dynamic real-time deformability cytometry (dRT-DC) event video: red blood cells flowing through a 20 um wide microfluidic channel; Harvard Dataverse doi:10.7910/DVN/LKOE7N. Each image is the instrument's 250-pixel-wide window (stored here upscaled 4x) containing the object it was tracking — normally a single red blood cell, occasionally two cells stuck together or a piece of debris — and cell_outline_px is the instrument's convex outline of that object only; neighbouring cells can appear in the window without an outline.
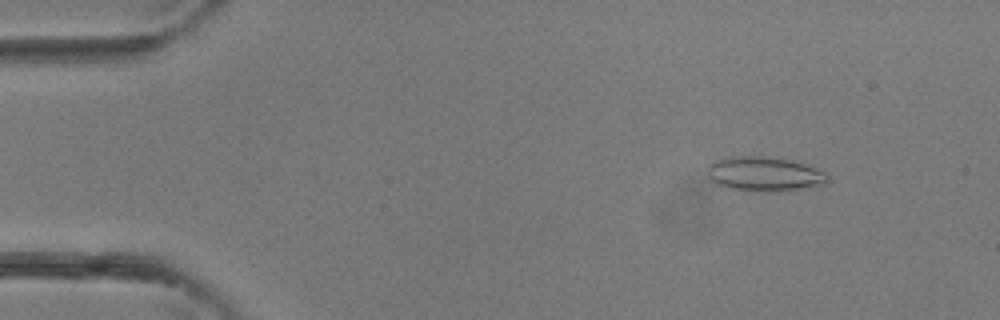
{"species": "common noctule bat (a hibernating species)", "species_latin": "Nyctalus noctula", "temperature_condition": "room temperature", "stored_images_in_passage": 39, "camera_frame_rate_fps": 3000, "um_per_image_px": 0.085, "animal": {"sex": "female"}, "frame": {"image": 1, "passage_image": 5, "time_ms": 1.333, "image_size_px": [1000, 320], "cell_outline_px": [[828, 180], [820, 184], [796, 188], [768, 192], [728, 188], [716, 184], [708, 180], [708, 168], [716, 160], [732, 156], [764, 156], [788, 160], [804, 164], [816, 168], [824, 172], [828, 176]], "centroid_in_image_um": [64.89, 14.78], "position_along_channel_um": 20.1, "area_um2": 23.58}}
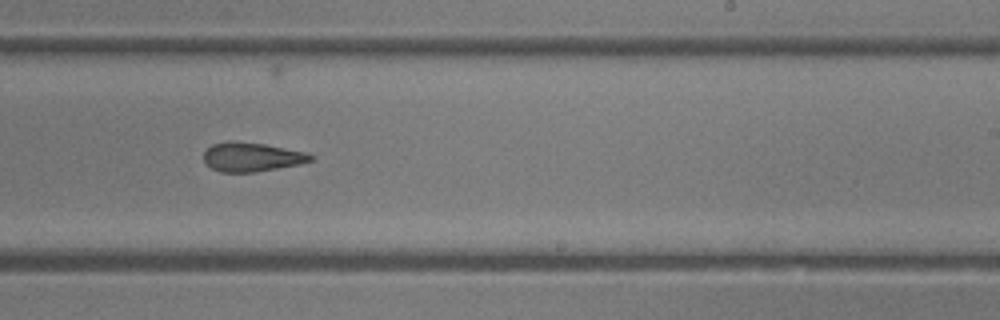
{"frame": {"image": 2, "passage_image": 24, "time_ms": 7.667, "image_size_px": [1000, 320], "cell_outline_px": [[312, 160], [300, 164], [252, 172], [220, 172], [204, 164], [204, 152], [212, 144], [228, 140], [232, 140], [264, 144], [308, 152], [312, 156]], "centroid_in_image_um": [21.36, 13.33], "position_along_channel_um": 267.6, "area_um2": 18.15}}
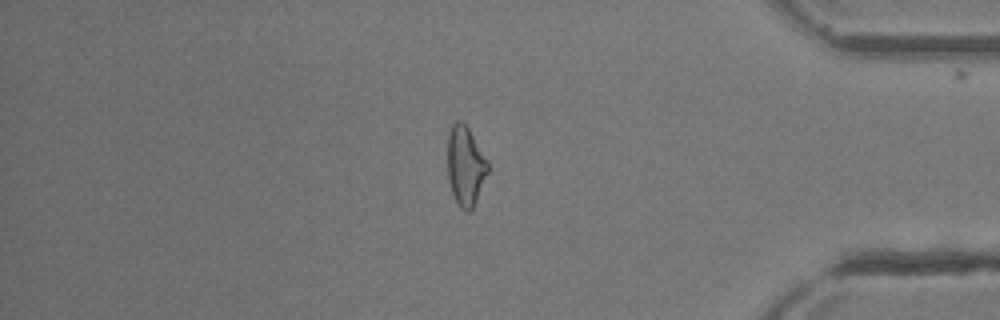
{"frame": {"image": 3, "passage_image": 33, "time_ms": 10.667, "image_size_px": [1000, 320], "cell_outline_px": [[488, 172], [476, 200], [472, 208], [468, 212], [460, 208], [452, 192], [448, 180], [448, 132], [452, 124], [456, 120], [460, 120], [468, 128], [488, 160]], "centroid_in_image_um": [39.55, 14.08], "position_along_channel_um": 395.6, "area_um2": 18.5}}